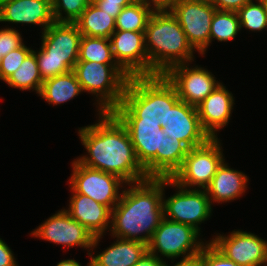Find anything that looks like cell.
Masks as SVG:
<instances>
[{"label":"cell","instance_id":"f546056e","mask_svg":"<svg viewBox=\"0 0 267 266\" xmlns=\"http://www.w3.org/2000/svg\"><path fill=\"white\" fill-rule=\"evenodd\" d=\"M91 2L92 0H51L54 21L74 23Z\"/></svg>","mask_w":267,"mask_h":266},{"label":"cell","instance_id":"2e32d148","mask_svg":"<svg viewBox=\"0 0 267 266\" xmlns=\"http://www.w3.org/2000/svg\"><path fill=\"white\" fill-rule=\"evenodd\" d=\"M210 242L239 266L267 264V241L253 233L237 230L227 236L217 235Z\"/></svg>","mask_w":267,"mask_h":266},{"label":"cell","instance_id":"f1b7e54d","mask_svg":"<svg viewBox=\"0 0 267 266\" xmlns=\"http://www.w3.org/2000/svg\"><path fill=\"white\" fill-rule=\"evenodd\" d=\"M251 0L237 11L240 27L251 31H262L267 28V15L260 0Z\"/></svg>","mask_w":267,"mask_h":266},{"label":"cell","instance_id":"484cf974","mask_svg":"<svg viewBox=\"0 0 267 266\" xmlns=\"http://www.w3.org/2000/svg\"><path fill=\"white\" fill-rule=\"evenodd\" d=\"M6 83L21 90H35L40 93L43 80L33 50L22 62L20 67L10 76Z\"/></svg>","mask_w":267,"mask_h":266},{"label":"cell","instance_id":"9c48e42d","mask_svg":"<svg viewBox=\"0 0 267 266\" xmlns=\"http://www.w3.org/2000/svg\"><path fill=\"white\" fill-rule=\"evenodd\" d=\"M72 167L70 186L77 193L88 196L112 210L121 198L119 189L126 182L116 175L86 167L76 159L72 162Z\"/></svg>","mask_w":267,"mask_h":266},{"label":"cell","instance_id":"8fae6325","mask_svg":"<svg viewBox=\"0 0 267 266\" xmlns=\"http://www.w3.org/2000/svg\"><path fill=\"white\" fill-rule=\"evenodd\" d=\"M157 117L165 135L184 142L190 149L202 146L211 139L202 128L197 108L180 99Z\"/></svg>","mask_w":267,"mask_h":266},{"label":"cell","instance_id":"83f0119b","mask_svg":"<svg viewBox=\"0 0 267 266\" xmlns=\"http://www.w3.org/2000/svg\"><path fill=\"white\" fill-rule=\"evenodd\" d=\"M240 30L237 12L216 10L211 22L209 45L213 38L220 42L233 40Z\"/></svg>","mask_w":267,"mask_h":266},{"label":"cell","instance_id":"7bdbcfd3","mask_svg":"<svg viewBox=\"0 0 267 266\" xmlns=\"http://www.w3.org/2000/svg\"><path fill=\"white\" fill-rule=\"evenodd\" d=\"M2 58H3V56L0 54V67H1V63H2Z\"/></svg>","mask_w":267,"mask_h":266},{"label":"cell","instance_id":"4dcf8cb0","mask_svg":"<svg viewBox=\"0 0 267 266\" xmlns=\"http://www.w3.org/2000/svg\"><path fill=\"white\" fill-rule=\"evenodd\" d=\"M32 51L31 48L23 44L21 47L9 52L6 56H3L0 67V79L6 82Z\"/></svg>","mask_w":267,"mask_h":266},{"label":"cell","instance_id":"ffe728a7","mask_svg":"<svg viewBox=\"0 0 267 266\" xmlns=\"http://www.w3.org/2000/svg\"><path fill=\"white\" fill-rule=\"evenodd\" d=\"M225 161L218 167L216 174L205 189L212 205L213 202H229L240 197L246 188L248 177L241 171L228 167Z\"/></svg>","mask_w":267,"mask_h":266},{"label":"cell","instance_id":"8992f818","mask_svg":"<svg viewBox=\"0 0 267 266\" xmlns=\"http://www.w3.org/2000/svg\"><path fill=\"white\" fill-rule=\"evenodd\" d=\"M82 91L99 99L101 113L112 112L121 102L130 77L117 64L77 61L74 69Z\"/></svg>","mask_w":267,"mask_h":266},{"label":"cell","instance_id":"6da1fadb","mask_svg":"<svg viewBox=\"0 0 267 266\" xmlns=\"http://www.w3.org/2000/svg\"><path fill=\"white\" fill-rule=\"evenodd\" d=\"M178 100L175 87L164 75L130 77L122 102L111 112L126 128L148 178H157V152L165 135L157 116Z\"/></svg>","mask_w":267,"mask_h":266},{"label":"cell","instance_id":"603a6c76","mask_svg":"<svg viewBox=\"0 0 267 266\" xmlns=\"http://www.w3.org/2000/svg\"><path fill=\"white\" fill-rule=\"evenodd\" d=\"M82 35L110 39L116 30L115 18L91 2L74 22Z\"/></svg>","mask_w":267,"mask_h":266},{"label":"cell","instance_id":"836d02e7","mask_svg":"<svg viewBox=\"0 0 267 266\" xmlns=\"http://www.w3.org/2000/svg\"><path fill=\"white\" fill-rule=\"evenodd\" d=\"M136 1L138 0H92L96 6L115 19L125 6L133 4Z\"/></svg>","mask_w":267,"mask_h":266},{"label":"cell","instance_id":"ab89813d","mask_svg":"<svg viewBox=\"0 0 267 266\" xmlns=\"http://www.w3.org/2000/svg\"><path fill=\"white\" fill-rule=\"evenodd\" d=\"M165 266H168L167 264ZM174 266H200L196 259L187 262H178Z\"/></svg>","mask_w":267,"mask_h":266},{"label":"cell","instance_id":"4fadbf2b","mask_svg":"<svg viewBox=\"0 0 267 266\" xmlns=\"http://www.w3.org/2000/svg\"><path fill=\"white\" fill-rule=\"evenodd\" d=\"M31 234L70 248L77 245L85 249L88 248V250L90 248V250L94 249L98 245L100 238H102V235L94 237L77 220L71 218L65 209H61V211L51 216Z\"/></svg>","mask_w":267,"mask_h":266},{"label":"cell","instance_id":"30bf717a","mask_svg":"<svg viewBox=\"0 0 267 266\" xmlns=\"http://www.w3.org/2000/svg\"><path fill=\"white\" fill-rule=\"evenodd\" d=\"M168 185L178 191L168 199L163 196L164 217L168 220L191 225L200 232L199 224L207 220L212 213V206L206 190L187 189L168 178ZM168 216V217H167Z\"/></svg>","mask_w":267,"mask_h":266},{"label":"cell","instance_id":"d4e9b609","mask_svg":"<svg viewBox=\"0 0 267 266\" xmlns=\"http://www.w3.org/2000/svg\"><path fill=\"white\" fill-rule=\"evenodd\" d=\"M153 8L138 0L125 6L115 19L116 30L145 32Z\"/></svg>","mask_w":267,"mask_h":266},{"label":"cell","instance_id":"d6a6232c","mask_svg":"<svg viewBox=\"0 0 267 266\" xmlns=\"http://www.w3.org/2000/svg\"><path fill=\"white\" fill-rule=\"evenodd\" d=\"M21 34L13 28L0 29V54L6 56L9 52L21 47Z\"/></svg>","mask_w":267,"mask_h":266},{"label":"cell","instance_id":"e0dca14e","mask_svg":"<svg viewBox=\"0 0 267 266\" xmlns=\"http://www.w3.org/2000/svg\"><path fill=\"white\" fill-rule=\"evenodd\" d=\"M0 22L38 24L44 32L55 22L51 0H0Z\"/></svg>","mask_w":267,"mask_h":266},{"label":"cell","instance_id":"cb8c5ba5","mask_svg":"<svg viewBox=\"0 0 267 266\" xmlns=\"http://www.w3.org/2000/svg\"><path fill=\"white\" fill-rule=\"evenodd\" d=\"M189 149L184 142L162 135L161 152H157V178H172L181 168Z\"/></svg>","mask_w":267,"mask_h":266},{"label":"cell","instance_id":"ac0fdd59","mask_svg":"<svg viewBox=\"0 0 267 266\" xmlns=\"http://www.w3.org/2000/svg\"><path fill=\"white\" fill-rule=\"evenodd\" d=\"M234 98L226 87L219 85L196 107L202 128L211 138H217V131L226 126L231 117Z\"/></svg>","mask_w":267,"mask_h":266},{"label":"cell","instance_id":"d6986e66","mask_svg":"<svg viewBox=\"0 0 267 266\" xmlns=\"http://www.w3.org/2000/svg\"><path fill=\"white\" fill-rule=\"evenodd\" d=\"M70 189L73 195L70 198L69 208L65 211L94 237L103 236L105 230L111 227L109 224H111L112 210L88 196L77 193L72 187Z\"/></svg>","mask_w":267,"mask_h":266},{"label":"cell","instance_id":"4316f807","mask_svg":"<svg viewBox=\"0 0 267 266\" xmlns=\"http://www.w3.org/2000/svg\"><path fill=\"white\" fill-rule=\"evenodd\" d=\"M78 61L117 64L112 55L110 40L82 35L79 45Z\"/></svg>","mask_w":267,"mask_h":266},{"label":"cell","instance_id":"1f68e13d","mask_svg":"<svg viewBox=\"0 0 267 266\" xmlns=\"http://www.w3.org/2000/svg\"><path fill=\"white\" fill-rule=\"evenodd\" d=\"M196 260L200 266H239L228 259L211 242L205 243Z\"/></svg>","mask_w":267,"mask_h":266},{"label":"cell","instance_id":"8d00e7d4","mask_svg":"<svg viewBox=\"0 0 267 266\" xmlns=\"http://www.w3.org/2000/svg\"><path fill=\"white\" fill-rule=\"evenodd\" d=\"M166 261L163 258H158L154 254L147 251L144 256L133 266H165Z\"/></svg>","mask_w":267,"mask_h":266},{"label":"cell","instance_id":"7c38bea8","mask_svg":"<svg viewBox=\"0 0 267 266\" xmlns=\"http://www.w3.org/2000/svg\"><path fill=\"white\" fill-rule=\"evenodd\" d=\"M216 10L210 2L189 0H179L170 9L191 46L201 55L209 46L210 27Z\"/></svg>","mask_w":267,"mask_h":266},{"label":"cell","instance_id":"e575fe53","mask_svg":"<svg viewBox=\"0 0 267 266\" xmlns=\"http://www.w3.org/2000/svg\"><path fill=\"white\" fill-rule=\"evenodd\" d=\"M251 0H209V2L219 11L237 12Z\"/></svg>","mask_w":267,"mask_h":266},{"label":"cell","instance_id":"44dd1931","mask_svg":"<svg viewBox=\"0 0 267 266\" xmlns=\"http://www.w3.org/2000/svg\"><path fill=\"white\" fill-rule=\"evenodd\" d=\"M148 251V245L142 242L117 238L116 242L110 245L102 253L91 257L90 266H133Z\"/></svg>","mask_w":267,"mask_h":266},{"label":"cell","instance_id":"d590c367","mask_svg":"<svg viewBox=\"0 0 267 266\" xmlns=\"http://www.w3.org/2000/svg\"><path fill=\"white\" fill-rule=\"evenodd\" d=\"M13 252L0 238V266H18Z\"/></svg>","mask_w":267,"mask_h":266},{"label":"cell","instance_id":"7a4b0ae2","mask_svg":"<svg viewBox=\"0 0 267 266\" xmlns=\"http://www.w3.org/2000/svg\"><path fill=\"white\" fill-rule=\"evenodd\" d=\"M99 118L98 123L79 130L82 145L89 156L76 160L86 167L116 175L126 184L148 179L122 123L111 112L99 111Z\"/></svg>","mask_w":267,"mask_h":266},{"label":"cell","instance_id":"5b68a950","mask_svg":"<svg viewBox=\"0 0 267 266\" xmlns=\"http://www.w3.org/2000/svg\"><path fill=\"white\" fill-rule=\"evenodd\" d=\"M42 46L35 57L42 80L65 74L78 61L82 34L75 23L54 22L42 32Z\"/></svg>","mask_w":267,"mask_h":266},{"label":"cell","instance_id":"ba28073f","mask_svg":"<svg viewBox=\"0 0 267 266\" xmlns=\"http://www.w3.org/2000/svg\"><path fill=\"white\" fill-rule=\"evenodd\" d=\"M221 149L218 137L189 149L181 168L171 179L184 188L197 186L205 190L225 160Z\"/></svg>","mask_w":267,"mask_h":266},{"label":"cell","instance_id":"74e56055","mask_svg":"<svg viewBox=\"0 0 267 266\" xmlns=\"http://www.w3.org/2000/svg\"><path fill=\"white\" fill-rule=\"evenodd\" d=\"M153 10H170L179 0H142ZM151 3L153 5H151Z\"/></svg>","mask_w":267,"mask_h":266},{"label":"cell","instance_id":"f35d334b","mask_svg":"<svg viewBox=\"0 0 267 266\" xmlns=\"http://www.w3.org/2000/svg\"><path fill=\"white\" fill-rule=\"evenodd\" d=\"M87 266H90V263H87ZM56 266H81L79 262L74 259L62 260Z\"/></svg>","mask_w":267,"mask_h":266},{"label":"cell","instance_id":"b9f144b4","mask_svg":"<svg viewBox=\"0 0 267 266\" xmlns=\"http://www.w3.org/2000/svg\"><path fill=\"white\" fill-rule=\"evenodd\" d=\"M189 1H203V2H209V0H189Z\"/></svg>","mask_w":267,"mask_h":266},{"label":"cell","instance_id":"52a82bcc","mask_svg":"<svg viewBox=\"0 0 267 266\" xmlns=\"http://www.w3.org/2000/svg\"><path fill=\"white\" fill-rule=\"evenodd\" d=\"M199 233L191 225L174 222L164 217L154 231L148 244V251L158 258H161L158 256L160 252L162 256L169 259L182 255L180 262L194 260L205 245L198 240Z\"/></svg>","mask_w":267,"mask_h":266},{"label":"cell","instance_id":"60d3db41","mask_svg":"<svg viewBox=\"0 0 267 266\" xmlns=\"http://www.w3.org/2000/svg\"><path fill=\"white\" fill-rule=\"evenodd\" d=\"M260 2L262 3L264 10L266 12V15H267V0H260Z\"/></svg>","mask_w":267,"mask_h":266},{"label":"cell","instance_id":"5bb4252c","mask_svg":"<svg viewBox=\"0 0 267 266\" xmlns=\"http://www.w3.org/2000/svg\"><path fill=\"white\" fill-rule=\"evenodd\" d=\"M109 40L114 60L129 77L149 76L145 32L115 30Z\"/></svg>","mask_w":267,"mask_h":266},{"label":"cell","instance_id":"7402d4cb","mask_svg":"<svg viewBox=\"0 0 267 266\" xmlns=\"http://www.w3.org/2000/svg\"><path fill=\"white\" fill-rule=\"evenodd\" d=\"M81 92H83L81 85L71 70L44 80L39 95L49 104L57 105L73 99Z\"/></svg>","mask_w":267,"mask_h":266},{"label":"cell","instance_id":"3957f363","mask_svg":"<svg viewBox=\"0 0 267 266\" xmlns=\"http://www.w3.org/2000/svg\"><path fill=\"white\" fill-rule=\"evenodd\" d=\"M126 185L131 188L122 191L112 209L111 234L148 245L164 218L163 191L168 178H148Z\"/></svg>","mask_w":267,"mask_h":266},{"label":"cell","instance_id":"9a60e30c","mask_svg":"<svg viewBox=\"0 0 267 266\" xmlns=\"http://www.w3.org/2000/svg\"><path fill=\"white\" fill-rule=\"evenodd\" d=\"M164 76L175 87L180 100L197 107L218 85L214 75L195 66L189 68L187 63L171 67Z\"/></svg>","mask_w":267,"mask_h":266},{"label":"cell","instance_id":"277c9868","mask_svg":"<svg viewBox=\"0 0 267 266\" xmlns=\"http://www.w3.org/2000/svg\"><path fill=\"white\" fill-rule=\"evenodd\" d=\"M149 76L164 75L171 67L193 60L195 50L170 10H154L145 30Z\"/></svg>","mask_w":267,"mask_h":266}]
</instances>
